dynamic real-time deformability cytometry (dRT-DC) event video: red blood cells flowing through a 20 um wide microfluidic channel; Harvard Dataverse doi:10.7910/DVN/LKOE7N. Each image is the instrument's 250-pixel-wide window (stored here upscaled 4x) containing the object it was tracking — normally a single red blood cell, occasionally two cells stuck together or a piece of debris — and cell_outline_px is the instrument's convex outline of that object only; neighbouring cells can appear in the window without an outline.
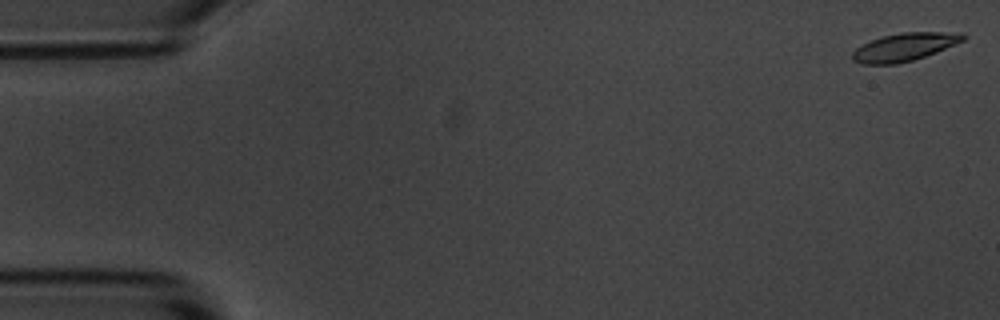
{"species": "common noctule bat (a hibernating species)", "species_latin": "Nyctalus noctula", "temperature_condition": "room temperature", "stored_images_in_passage": 56, "camera_frame_rate_fps": 3000, "um_per_image_px": 0.085, "animal": {"sex": "male", "body_mass_g": 20.1, "forearm_length_mm": 53.5}, "frame": {"image": 1, "passage_image": 1, "time_ms": 0.0, "image_size_px": [1000, 320], "cell_outline_px": [[968, 36], [964, 40], [936, 52], [912, 60], [896, 64], [860, 64], [852, 60], [852, 52], [856, 48], [872, 40], [884, 36], [900, 32], [960, 32]], "centroid_in_image_um": [76.88, 3.99], "position_along_channel_um": 8.1, "area_um2": 17.92}}
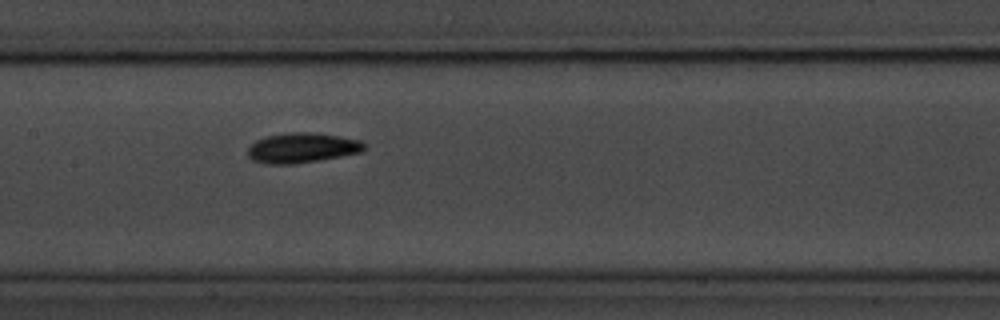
{"frame": {"image": 2, "passage_image": 27, "time_ms": 8.667, "image_size_px": [1000, 320], "cell_outline_px": [[364, 152], [292, 164], [268, 164], [252, 160], [248, 156], [248, 148], [256, 140], [264, 136], [292, 132], [312, 132], [340, 136], [360, 140], [364, 144]], "centroid_in_image_um": [25.66, 12.56], "position_along_channel_um": 181.7, "area_um2": 20.29}}
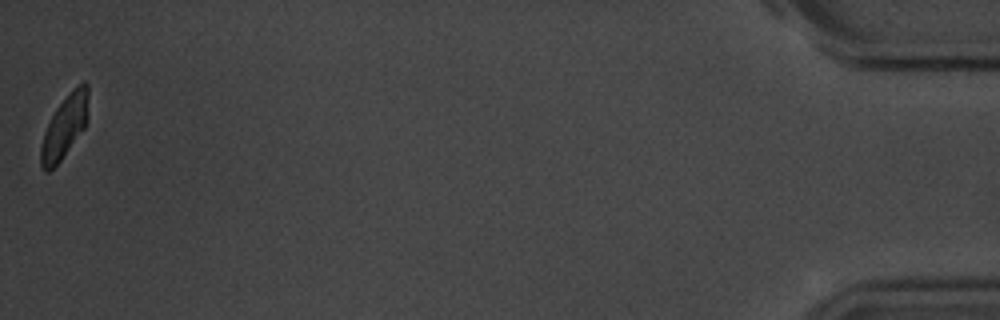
{"frame": {"image": 3, "passage_image": 56, "time_ms": 18.333, "image_size_px": [1000, 320], "cell_outline_px": [[88, 96], [84, 128], [60, 160], [48, 172], [44, 172], [40, 164], [40, 148], [44, 132], [56, 108], [84, 80], [88, 84]], "centroid_in_image_um": [5.45, 10.82], "position_along_channel_um": 429.7, "area_um2": 16.59}, "authors_computed_cell_mechanics": {"area_um2": 18.6983, "velocity_mm_per_s": 3.5602, "shape_relaxation_time_tau1_ms": 2.7829, "shape_relaxation_time_tau2_ms": 5.8887, "deformation_change_tau1": 0.1187, "deformation_change_tau2": 0.0945}}